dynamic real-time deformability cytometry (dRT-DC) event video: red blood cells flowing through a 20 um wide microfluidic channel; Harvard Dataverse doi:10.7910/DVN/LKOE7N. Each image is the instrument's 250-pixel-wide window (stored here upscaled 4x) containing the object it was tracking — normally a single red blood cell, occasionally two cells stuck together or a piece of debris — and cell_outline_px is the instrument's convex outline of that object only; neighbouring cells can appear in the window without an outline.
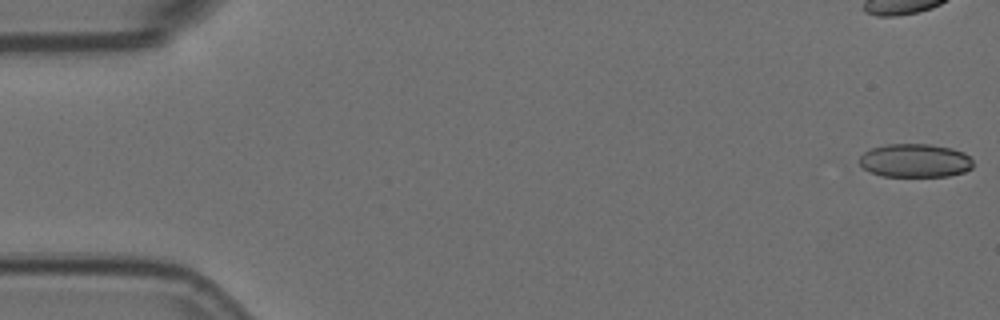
{"species": "Egyptian fruit bat (a non-hibernating species)", "species_latin": "Rousettus aegyptiacus", "temperature_condition": "room temperature", "stored_images_in_passage": 58, "camera_frame_rate_fps": 3000, "um_per_image_px": 0.085, "animal": {"sex": "female"}, "frame": {"image": 1, "passage_image": 1, "time_ms": 0.0, "image_size_px": [1000, 320], "cell_outline_px": [[972, 168], [964, 172], [948, 176], [880, 176], [864, 168], [860, 164], [860, 156], [864, 152], [872, 148], [888, 144], [928, 144], [952, 148], [964, 152], [972, 160]], "centroid_in_image_um": [77.79, 13.65], "position_along_channel_um": 7.2, "area_um2": 22.14}}
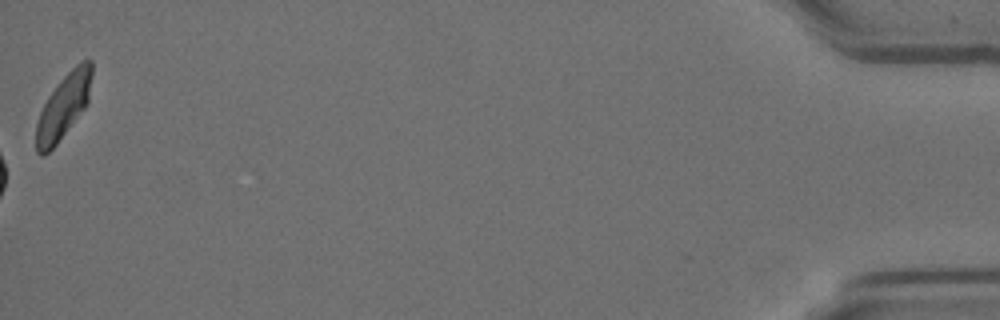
{"frame": {"image": 2, "passage_image": 58, "time_ms": 19.0, "image_size_px": [1000, 320], "cell_outline_px": [[92, 76], [88, 104], [56, 144], [44, 156], [40, 156], [36, 152], [36, 124], [40, 112], [48, 96], [56, 84], [80, 60], [92, 60]], "centroid_in_image_um": [5.4, 9.03], "position_along_channel_um": 429.8, "area_um2": 20.92}, "authors_computed_cell_mechanics": {"area_um2": 23.2645, "velocity_mm_per_s": 3.584, "shape_relaxation_time_tau1_ms": null, "shape_relaxation_time_tau2_ms": 1.1704, "deformation_change_tau1": null, "deformation_change_tau2": 0.0518}}